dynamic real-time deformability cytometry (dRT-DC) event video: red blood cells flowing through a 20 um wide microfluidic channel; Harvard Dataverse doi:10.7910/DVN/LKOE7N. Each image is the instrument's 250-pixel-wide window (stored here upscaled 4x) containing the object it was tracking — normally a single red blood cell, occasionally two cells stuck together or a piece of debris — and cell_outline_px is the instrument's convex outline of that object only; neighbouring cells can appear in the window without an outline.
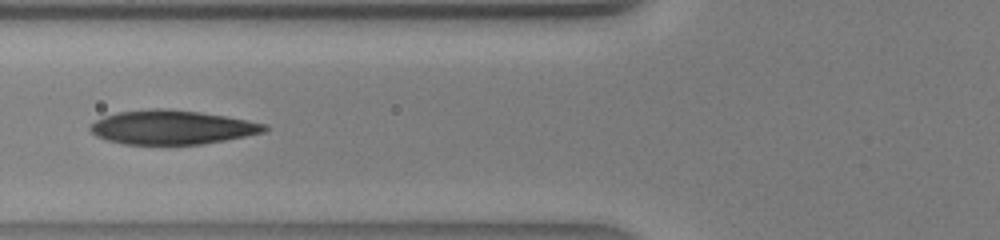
{"species": "human", "species_latin": "Homo sapiens", "temperature_condition": "warm", "stored_images_in_passage": 30, "camera_frame_rate_fps": 3000, "um_per_image_px": 0.085, "donor": {"sex": "male"}, "frame": {"image": 1, "passage_image": 5, "time_ms": 1.333, "image_size_px": [1000, 240], "cell_outline_px": [[268, 128], [264, 132], [204, 144], [124, 144], [108, 140], [96, 136], [88, 128], [96, 120], [104, 116], [116, 112], [152, 108], [168, 108], [200, 112], [248, 120], [268, 124]], "centroid_in_image_um": [14.61, 10.81], "position_along_channel_um": 111.2, "area_um2": 34.56}}
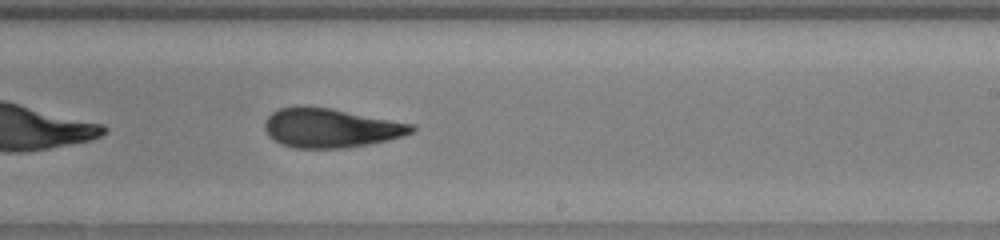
{"frame": {"image": 2, "passage_image": 14, "time_ms": 4.333, "image_size_px": [1000, 240], "cell_outline_px": [[416, 128], [412, 132], [404, 136], [388, 140], [368, 144], [344, 148], [296, 148], [284, 144], [268, 136], [264, 128], [264, 120], [272, 112], [280, 108], [332, 108], [416, 124]], "centroid_in_image_um": [28.16, 10.89], "position_along_channel_um": 260.8, "area_um2": 33.23}}
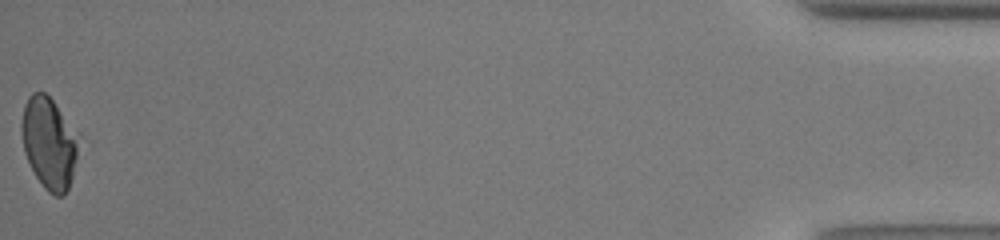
{"frame": {"image": 3, "passage_image": 30, "time_ms": 9.667, "image_size_px": [1000, 240], "cell_outline_px": [[80, 132], [76, 156], [72, 176], [68, 188], [64, 196], [56, 196], [48, 192], [44, 188], [36, 176], [24, 152], [20, 132], [20, 124], [24, 104], [28, 96], [32, 92], [44, 92], [52, 100]], "centroid_in_image_um": [4.17, 12.12], "position_along_channel_um": 431.0, "area_um2": 30.75}}